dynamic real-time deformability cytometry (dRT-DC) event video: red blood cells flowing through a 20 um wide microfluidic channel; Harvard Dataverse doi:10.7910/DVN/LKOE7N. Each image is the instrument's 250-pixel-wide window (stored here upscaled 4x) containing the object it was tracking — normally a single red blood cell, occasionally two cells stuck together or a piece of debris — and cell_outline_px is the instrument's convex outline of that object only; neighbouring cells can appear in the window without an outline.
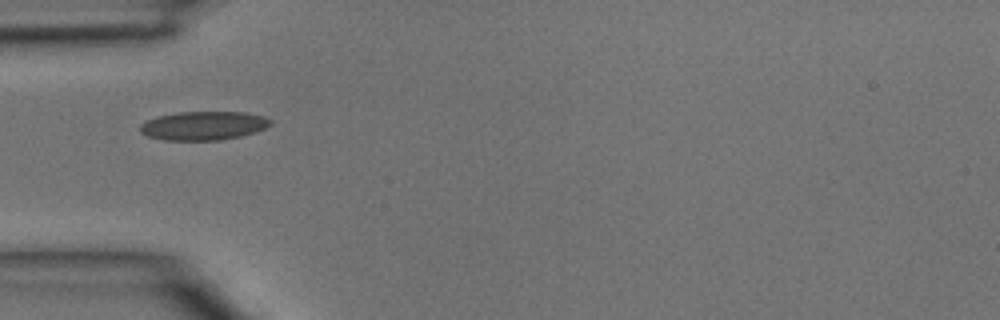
{"species": "common noctule bat (a hibernating species)", "species_latin": "Nyctalus noctula", "temperature_condition": "room temperature", "stored_images_in_passage": 1, "camera_frame_rate_fps": 3000, "um_per_image_px": 0.085, "animal": {"sex": "male", "body_mass_g": 15.6}, "frame": {"image": 1, "passage_image": 1, "time_ms": 0.0, "image_size_px": [1000, 320], "cell_outline_px": [[272, 124], [264, 128], [240, 136], [220, 140], [164, 140], [148, 136], [140, 132], [140, 124], [148, 120], [160, 116], [176, 112], [244, 112], [264, 116], [272, 120]], "centroid_in_image_um": [17.3, 10.68], "position_along_channel_um": 67.7, "area_um2": 21.68}}